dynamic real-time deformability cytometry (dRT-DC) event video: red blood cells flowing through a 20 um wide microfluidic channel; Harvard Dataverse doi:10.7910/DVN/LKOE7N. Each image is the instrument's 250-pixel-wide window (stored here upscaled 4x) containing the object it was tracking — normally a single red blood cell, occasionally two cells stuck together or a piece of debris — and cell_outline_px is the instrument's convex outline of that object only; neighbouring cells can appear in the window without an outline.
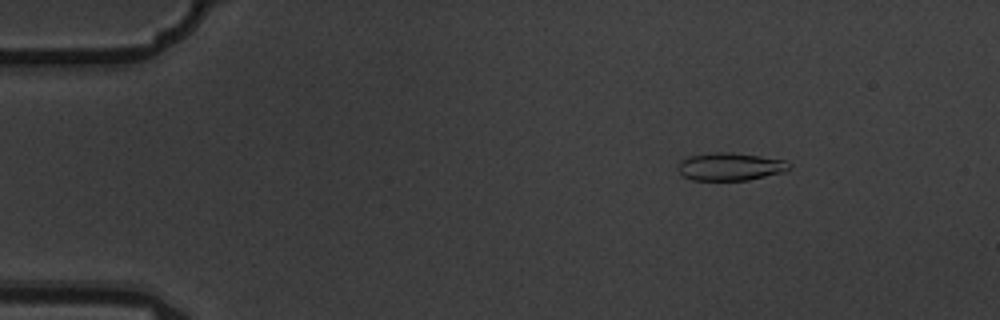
{"species": "common noctule bat (a hibernating species)", "species_latin": "Nyctalus noctula", "temperature_condition": "warm", "stored_images_in_passage": 6, "camera_frame_rate_fps": 3000, "um_per_image_px": 0.085, "animal": {"sex": "male", "body_mass_g": 19.5, "forearm_length_mm": 54.6}, "frame": {"image": 1, "passage_image": 3, "time_ms": 0.667, "image_size_px": [1000, 320], "cell_outline_px": [[792, 168], [784, 172], [748, 180], [692, 180], [684, 176], [676, 168], [680, 160], [688, 156], [716, 152], [728, 152], [760, 156], [788, 160], [792, 164]], "centroid_in_image_um": [62.1, 14.16], "position_along_channel_um": 22.9, "area_um2": 18.21}}